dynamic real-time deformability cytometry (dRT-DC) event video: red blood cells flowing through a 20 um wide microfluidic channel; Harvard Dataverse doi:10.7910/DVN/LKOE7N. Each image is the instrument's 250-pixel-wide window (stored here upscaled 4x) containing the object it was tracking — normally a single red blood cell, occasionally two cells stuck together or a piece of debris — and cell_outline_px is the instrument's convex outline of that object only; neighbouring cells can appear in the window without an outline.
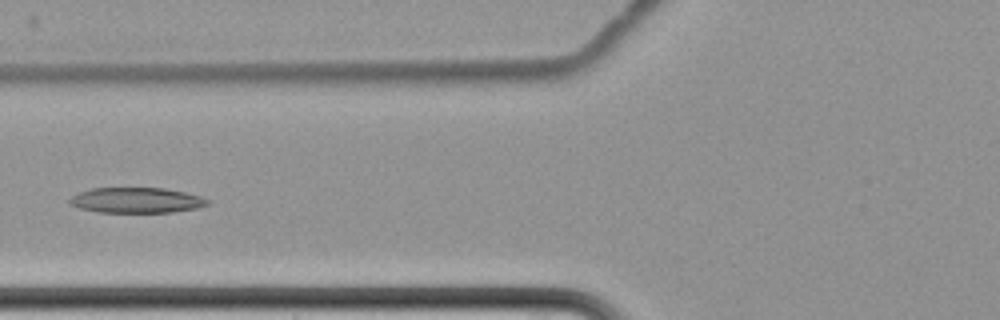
{"species": "common noctule bat (a hibernating species)", "species_latin": "Nyctalus noctula", "temperature_condition": "cold", "stored_images_in_passage": 9, "camera_frame_rate_fps": 3000, "um_per_image_px": 0.085, "animal": {"sex": "female", "body_mass_g": 22.7, "forearm_length_mm": 54.2}, "frame": {"image": 1, "passage_image": 6, "time_ms": 6.0, "image_size_px": [1000, 320], "cell_outline_px": [[208, 204], [200, 208], [172, 212], [100, 212], [80, 208], [68, 204], [68, 200], [72, 196], [80, 192], [92, 188], [164, 188], [184, 192], [200, 196], [208, 200]], "centroid_in_image_um": [11.59, 17.02], "position_along_channel_um": 114.2, "area_um2": 20.35}}
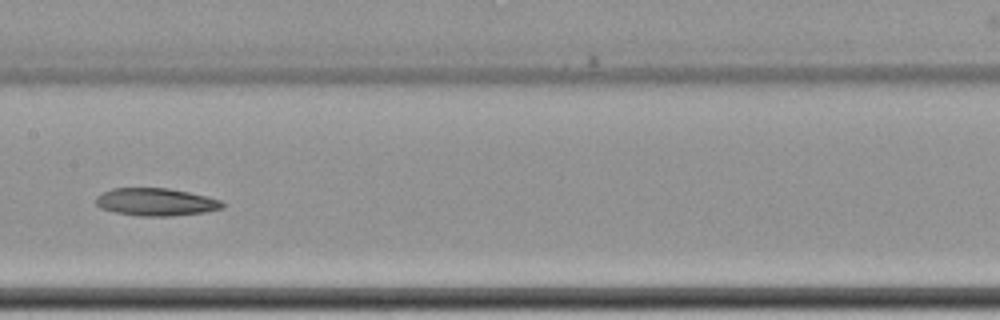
{"frame": {"image": 2, "passage_image": 8, "time_ms": 8.333, "image_size_px": [1000, 320], "cell_outline_px": [[228, 204], [224, 208], [204, 212], [172, 216], [140, 216], [116, 212], [100, 208], [96, 204], [96, 196], [112, 188], [168, 188], [188, 192], [220, 200]], "centroid_in_image_um": [13.27, 17.17], "position_along_channel_um": 194.1, "area_um2": 20.35}}
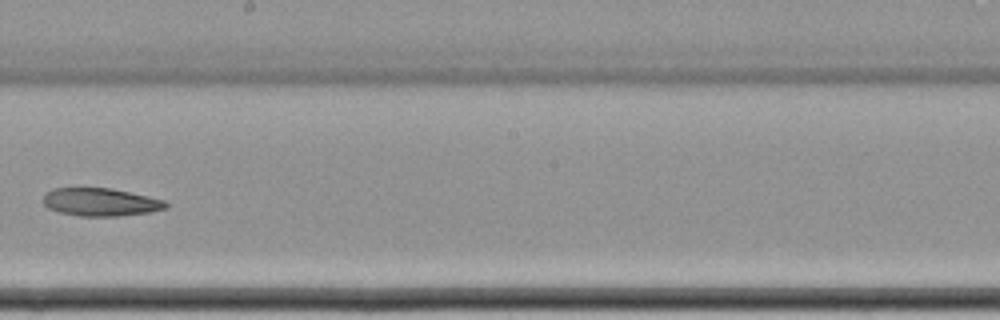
{"frame": {"image": 3, "passage_image": 9, "time_ms": 9.667, "image_size_px": [1000, 320], "cell_outline_px": [[168, 208], [148, 212], [120, 216], [80, 216], [60, 212], [48, 208], [44, 204], [44, 196], [52, 188], [112, 188], [148, 196], [164, 200], [168, 204]], "centroid_in_image_um": [8.57, 17.17], "position_along_channel_um": 239.6, "area_um2": 19.88}}